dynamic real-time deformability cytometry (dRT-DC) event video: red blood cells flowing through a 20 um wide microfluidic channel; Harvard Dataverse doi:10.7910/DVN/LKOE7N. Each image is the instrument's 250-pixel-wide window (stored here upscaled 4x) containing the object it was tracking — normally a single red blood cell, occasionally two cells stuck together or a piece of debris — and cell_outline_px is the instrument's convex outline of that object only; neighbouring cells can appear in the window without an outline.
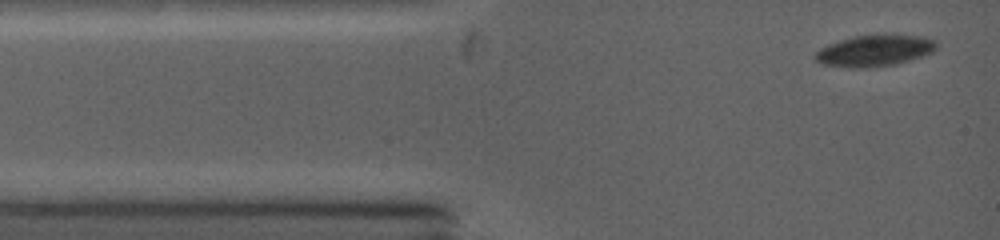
{"species": "common noctule bat (a hibernating species)", "species_latin": "Nyctalus noctula", "temperature_condition": "warm", "stored_images_in_passage": 6, "camera_frame_rate_fps": 5000, "um_per_image_px": 0.085, "animal": {"sex": "female", "body_mass_g": 19.0, "forearm_length_mm": 53.3}, "frame": {"image": 1, "passage_image": 1, "time_ms": 0.0, "image_size_px": [1000, 240], "cell_outline_px": [[936, 48], [932, 52], [920, 56], [892, 64], [824, 64], [816, 60], [816, 52], [828, 44], [856, 36], [912, 36], [932, 40], [936, 44]], "centroid_in_image_um": [74.35, 4.26], "position_along_channel_um": 10.6, "area_um2": 19.77}}
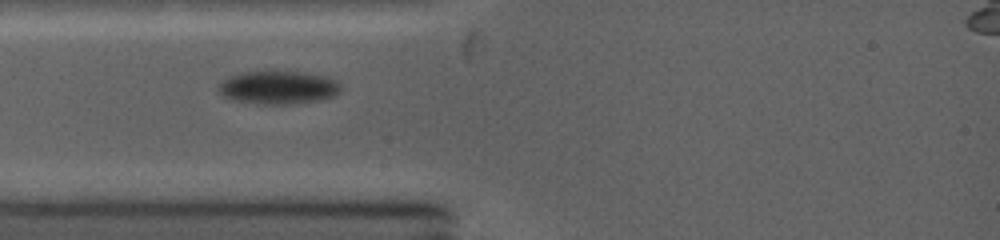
{"frame": {"image": 2, "passage_image": 5, "time_ms": 2.4, "image_size_px": [1000, 240], "cell_outline_px": [[336, 92], [332, 96], [316, 100], [288, 104], [264, 104], [236, 100], [224, 96], [220, 92], [220, 84], [232, 76], [248, 72], [296, 72], [320, 76], [332, 80], [336, 84]], "centroid_in_image_um": [23.58, 7.45], "position_along_channel_um": 61.4, "area_um2": 22.14}}